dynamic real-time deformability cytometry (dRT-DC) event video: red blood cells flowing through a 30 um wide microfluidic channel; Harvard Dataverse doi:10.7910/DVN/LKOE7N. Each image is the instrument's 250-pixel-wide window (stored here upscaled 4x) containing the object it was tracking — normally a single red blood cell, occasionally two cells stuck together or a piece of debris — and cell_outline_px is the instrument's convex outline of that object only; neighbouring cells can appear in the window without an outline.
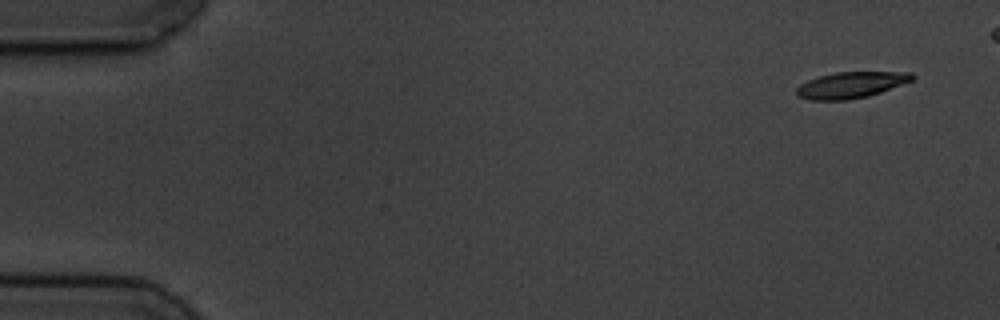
{"species": "common noctule bat (a hibernating species)", "species_latin": "Nyctalus noctula", "temperature_condition": "cold", "stored_images_in_passage": 8, "camera_frame_rate_fps": 3000, "um_per_image_px": 0.085, "animal": {"sex": "male", "body_mass_g": 19.5, "forearm_length_mm": 54.6}, "frame": {"image": 1, "passage_image": 1, "time_ms": 0.0, "image_size_px": [1000, 320], "cell_outline_px": [[916, 76], [912, 80], [880, 92], [868, 96], [848, 100], [812, 100], [796, 96], [796, 88], [800, 84], [808, 80], [820, 76], [836, 72], [912, 72]], "centroid_in_image_um": [72.31, 7.22], "position_along_channel_um": 12.7, "area_um2": 17.57}}
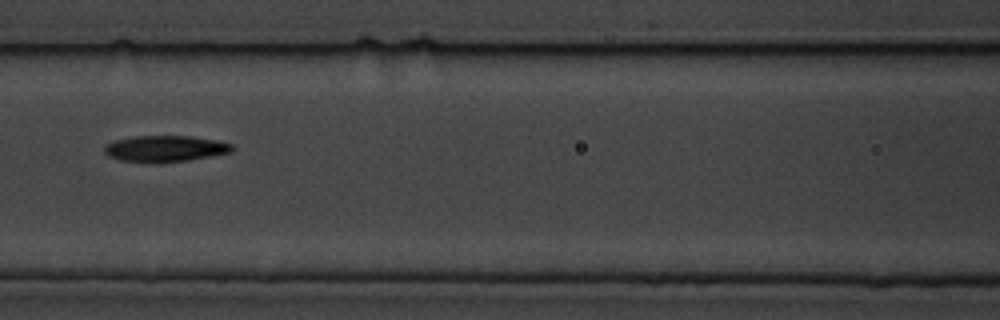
{"frame": {"image": 2, "passage_image": 6, "time_ms": 7.333, "image_size_px": [1000, 320], "cell_outline_px": [[232, 152], [188, 160], [160, 164], [120, 160], [108, 156], [104, 152], [104, 148], [112, 140], [132, 136], [192, 136], [216, 140], [232, 144]], "centroid_in_image_um": [14.0, 12.64], "position_along_channel_um": 152.6, "area_um2": 19.77}}
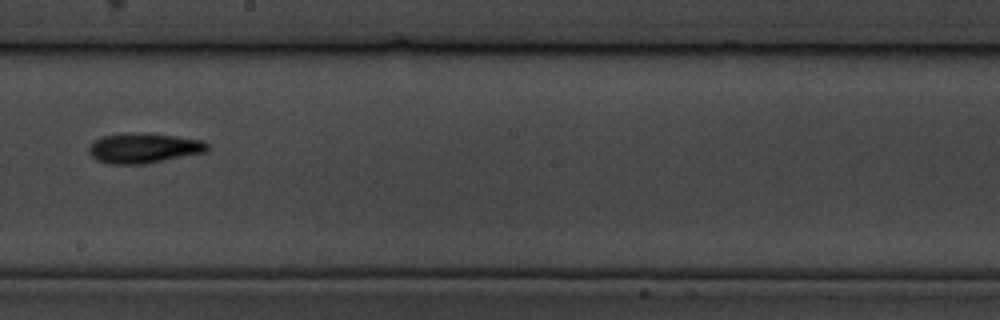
{"frame": {"image": 3, "passage_image": 8, "time_ms": 9.667, "image_size_px": [1000, 320], "cell_outline_px": [[212, 148], [208, 152], [144, 164], [108, 164], [96, 160], [88, 152], [88, 148], [96, 140], [104, 136], [128, 132], [176, 136], [204, 140]], "centroid_in_image_um": [12.27, 12.6], "position_along_channel_um": 235.9, "area_um2": 20.87}}